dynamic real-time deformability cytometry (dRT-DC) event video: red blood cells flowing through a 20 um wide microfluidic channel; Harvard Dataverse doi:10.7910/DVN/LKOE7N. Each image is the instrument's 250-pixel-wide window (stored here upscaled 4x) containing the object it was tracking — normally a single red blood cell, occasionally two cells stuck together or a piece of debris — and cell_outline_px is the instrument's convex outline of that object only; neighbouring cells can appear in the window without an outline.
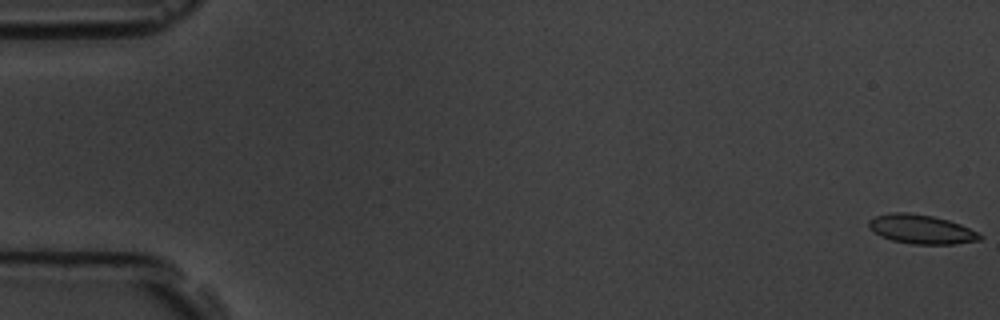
{"species": "common noctule bat (a hibernating species)", "species_latin": "Nyctalus noctula", "temperature_condition": "room temperature", "stored_images_in_passage": 6, "camera_frame_rate_fps": 3000, "um_per_image_px": 0.085, "animal": {"sex": "male", "body_mass_g": 19.5, "forearm_length_mm": 54.6}, "frame": {"image": 1, "passage_image": 1, "time_ms": 0.0, "image_size_px": [1000, 320], "cell_outline_px": [[984, 236], [980, 240], [952, 244], [912, 244], [892, 240], [880, 236], [872, 232], [868, 228], [868, 220], [876, 216], [892, 212], [908, 212], [932, 216], [948, 220], [960, 224], [980, 232]], "centroid_in_image_um": [78.3, 19.49], "position_along_channel_um": 6.7, "area_um2": 19.02}}
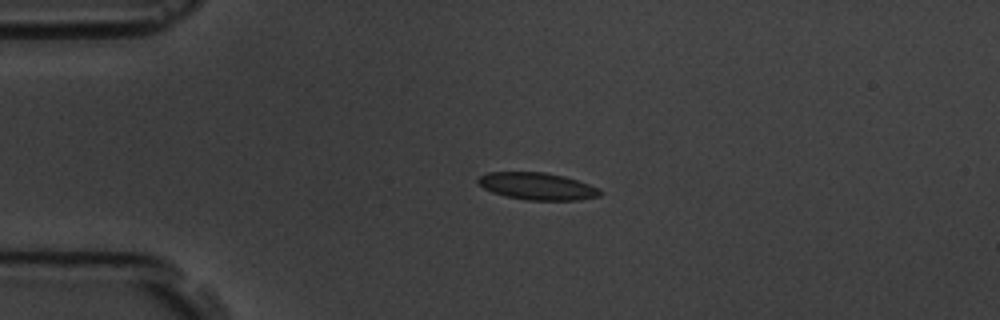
{"frame": {"image": 2, "passage_image": 4, "time_ms": 4.333, "image_size_px": [1000, 320], "cell_outline_px": [[604, 192], [600, 196], [580, 200], [528, 200], [504, 196], [492, 192], [484, 188], [476, 180], [480, 176], [488, 172], [544, 172], [564, 176], [600, 188]], "centroid_in_image_um": [45.69, 15.83], "position_along_channel_um": 39.3, "area_um2": 19.36}}
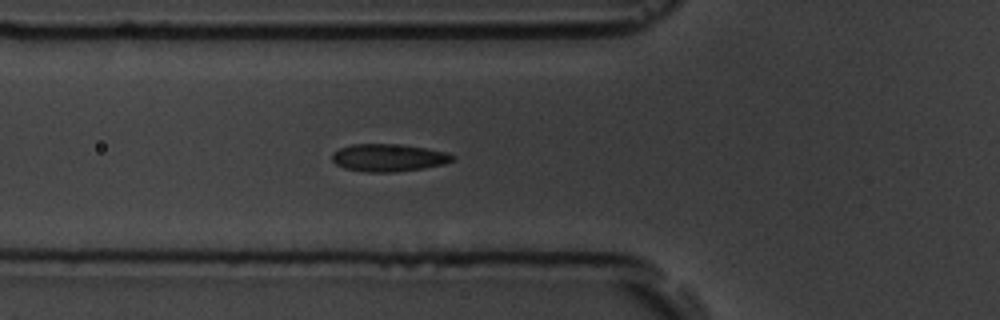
{"frame": {"image": 3, "passage_image": 6, "time_ms": 6.667, "image_size_px": [1000, 320], "cell_outline_px": [[456, 156], [452, 160], [444, 164], [424, 168], [396, 172], [364, 172], [344, 168], [336, 164], [332, 160], [332, 152], [340, 148], [352, 144], [392, 144], [424, 148], [448, 152]], "centroid_in_image_um": [33.01, 13.41], "position_along_channel_um": 92.8, "area_um2": 19.31}}